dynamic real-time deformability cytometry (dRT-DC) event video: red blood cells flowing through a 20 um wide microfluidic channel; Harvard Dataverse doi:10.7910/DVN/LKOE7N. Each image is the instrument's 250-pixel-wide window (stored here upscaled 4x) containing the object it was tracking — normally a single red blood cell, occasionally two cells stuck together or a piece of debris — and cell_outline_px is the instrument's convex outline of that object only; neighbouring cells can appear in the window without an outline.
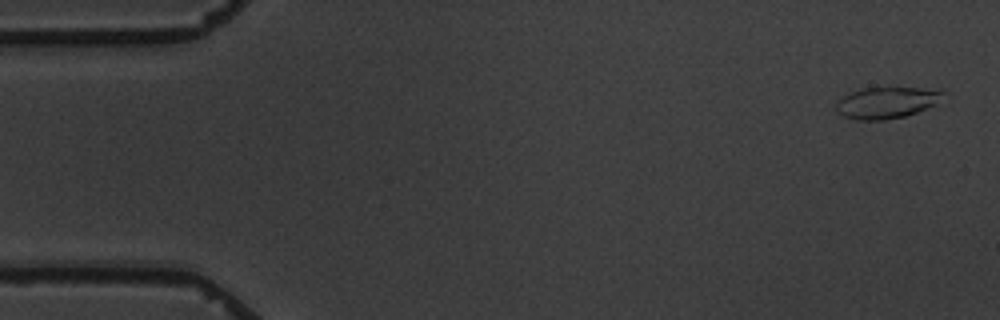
{"species": "common noctule bat (a hibernating species)", "species_latin": "Nyctalus noctula", "temperature_condition": "warm", "stored_images_in_passage": 10, "camera_frame_rate_fps": 3000, "um_per_image_px": 0.085, "animal": {"sex": "male", "body_mass_g": 19.5, "forearm_length_mm": 54.6}, "frame": {"image": 1, "passage_image": 1, "time_ms": 0.0, "image_size_px": [1000, 320], "cell_outline_px": [[944, 92], [932, 104], [916, 112], [904, 116], [884, 120], [856, 120], [844, 116], [836, 112], [836, 104], [848, 92], [860, 88], [920, 88]], "centroid_in_image_um": [75.22, 8.73], "position_along_channel_um": 9.8, "area_um2": 18.96}}
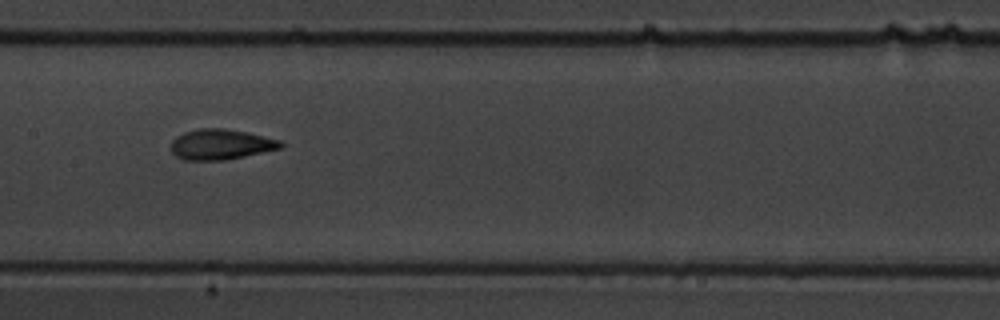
{"frame": {"image": 2, "passage_image": 7, "time_ms": 8.667, "image_size_px": [1000, 320], "cell_outline_px": [[284, 144], [280, 148], [224, 160], [184, 160], [176, 156], [172, 152], [172, 140], [176, 136], [184, 132], [200, 128], [224, 128], [244, 132], [280, 140]], "centroid_in_image_um": [18.72, 12.27], "position_along_channel_um": 188.7, "area_um2": 19.13}}
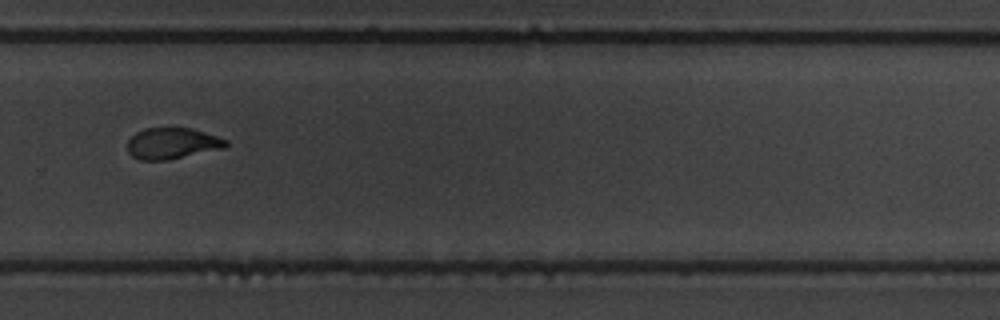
{"frame": {"image": 3, "passage_image": 10, "time_ms": 12.333, "image_size_px": [1000, 320], "cell_outline_px": [[228, 144], [224, 148], [168, 160], [140, 160], [132, 156], [128, 152], [128, 140], [136, 132], [144, 128], [192, 128], [228, 140]], "centroid_in_image_um": [14.63, 12.19], "position_along_channel_um": 315.2, "area_um2": 17.86}}